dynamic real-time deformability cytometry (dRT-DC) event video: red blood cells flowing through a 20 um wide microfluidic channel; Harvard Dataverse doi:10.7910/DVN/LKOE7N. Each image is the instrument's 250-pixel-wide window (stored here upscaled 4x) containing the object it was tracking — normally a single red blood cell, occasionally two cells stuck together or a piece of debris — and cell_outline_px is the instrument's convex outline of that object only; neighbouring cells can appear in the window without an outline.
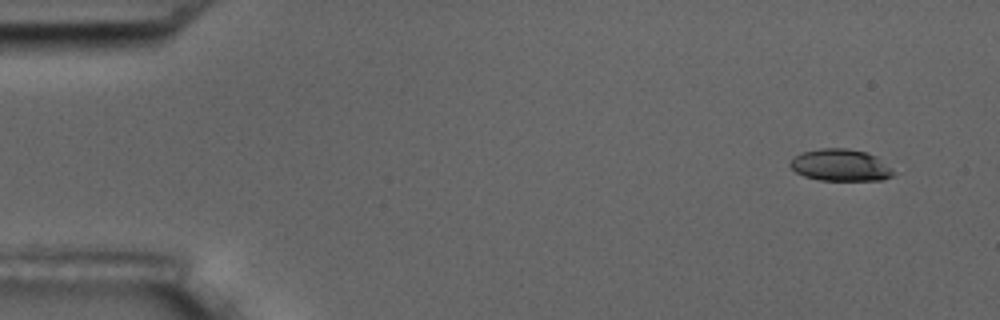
{"species": "common noctule bat (a hibernating species)", "species_latin": "Nyctalus noctula", "temperature_condition": "room temperature", "stored_images_in_passage": 5, "camera_frame_rate_fps": 3000, "um_per_image_px": 0.085, "animal": {"sex": "male", "body_mass_g": 17.5, "forearm_length_mm": 52.3}, "frame": {"image": 1, "passage_image": 1, "time_ms": 0.0, "image_size_px": [1000, 320], "cell_outline_px": [[896, 172], [892, 176], [880, 180], [820, 180], [804, 176], [796, 172], [788, 164], [800, 152], [820, 148], [848, 148], [864, 152], [876, 156], [892, 168]], "centroid_in_image_um": [71.44, 14.03], "position_along_channel_um": 13.6, "area_um2": 19.19}}
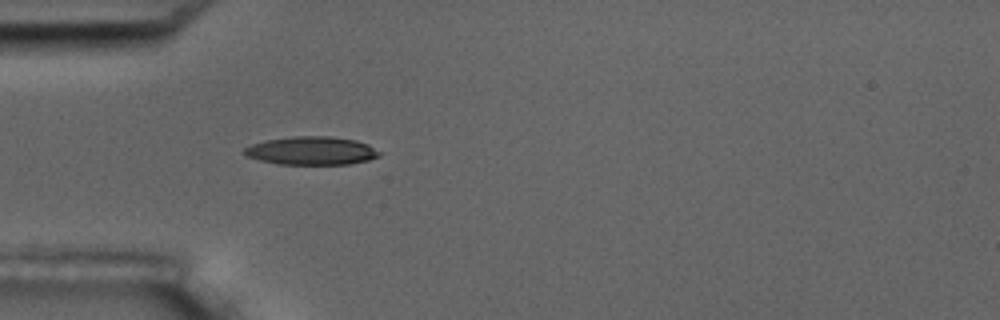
{"frame": {"image": 2, "passage_image": 5, "time_ms": 4.333, "image_size_px": [1000, 320], "cell_outline_px": [[384, 152], [380, 156], [368, 160], [348, 164], [280, 164], [260, 160], [248, 156], [244, 152], [244, 148], [252, 144], [268, 140], [292, 136], [328, 136], [356, 140], [368, 144]], "centroid_in_image_um": [26.55, 12.81], "position_along_channel_um": 58.4, "area_um2": 22.2}}